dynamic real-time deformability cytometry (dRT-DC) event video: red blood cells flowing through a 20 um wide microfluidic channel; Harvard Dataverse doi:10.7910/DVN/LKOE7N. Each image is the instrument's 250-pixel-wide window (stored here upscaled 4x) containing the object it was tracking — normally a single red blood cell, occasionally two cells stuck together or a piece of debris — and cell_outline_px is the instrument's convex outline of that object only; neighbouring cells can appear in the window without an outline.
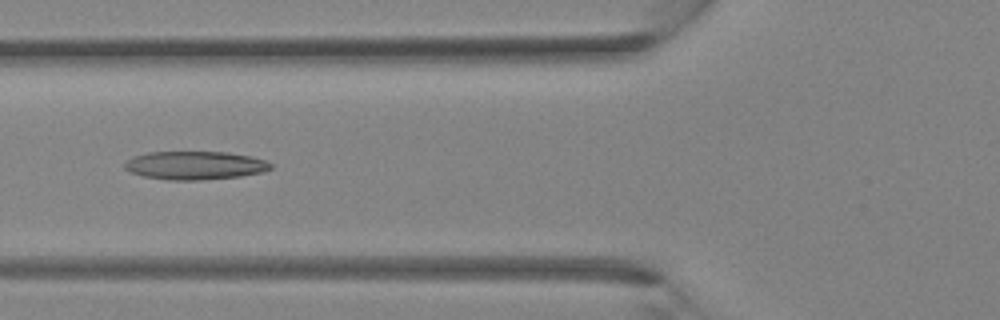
{"species": "Egyptian fruit bat (a non-hibernating species)", "species_latin": "Rousettus aegyptiacus", "temperature_condition": "room temperature", "stored_images_in_passage": 37, "camera_frame_rate_fps": 3000, "um_per_image_px": 0.085, "animal": {"sex": "female"}, "frame": {"image": 1, "passage_image": 14, "time_ms": 4.333, "image_size_px": [1000, 320], "cell_outline_px": [[272, 168], [260, 172], [240, 176], [200, 180], [168, 180], [144, 176], [132, 172], [124, 168], [124, 164], [132, 156], [148, 152], [228, 152], [248, 156], [264, 160], [272, 164]], "centroid_in_image_um": [16.54, 14.05], "position_along_channel_um": 109.3, "area_um2": 23.93}}
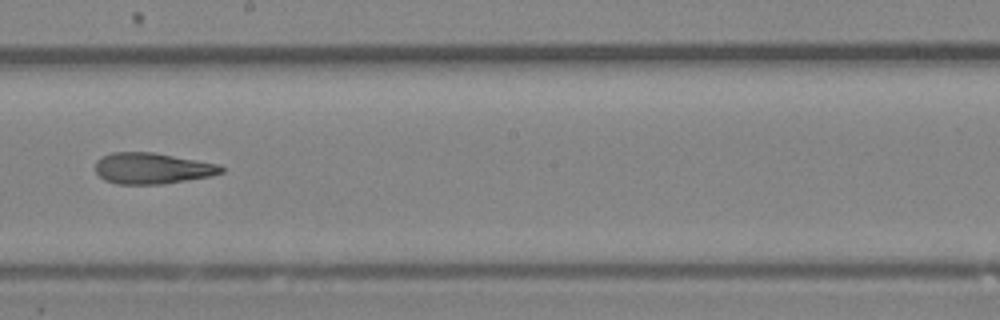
{"frame": {"image": 2, "passage_image": 21, "time_ms": 6.667, "image_size_px": [1000, 320], "cell_outline_px": [[224, 172], [208, 176], [160, 184], [116, 184], [104, 180], [96, 172], [96, 160], [112, 152], [152, 152], [220, 164], [224, 168]], "centroid_in_image_um": [12.92, 14.3], "position_along_channel_um": 235.3, "area_um2": 22.6}}
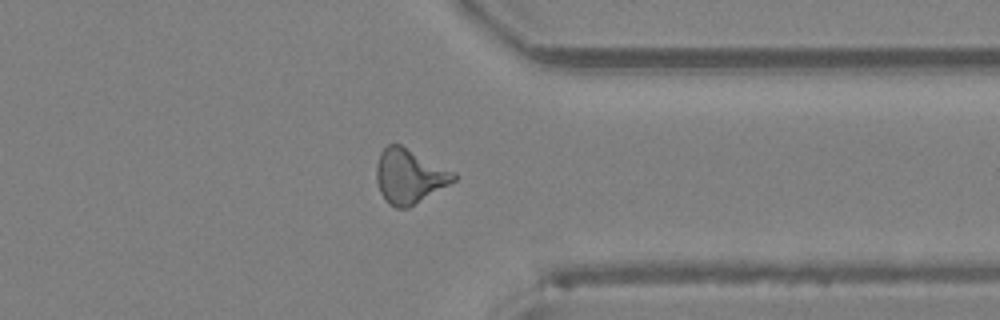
{"frame": {"image": 3, "passage_image": 29, "time_ms": 9.333, "image_size_px": [1000, 320], "cell_outline_px": [[456, 180], [408, 208], [396, 208], [388, 204], [380, 192], [376, 180], [376, 164], [380, 152], [388, 144], [400, 144], [456, 172]], "centroid_in_image_um": [34.78, 14.97], "position_along_channel_um": 376.6, "area_um2": 24.51}}